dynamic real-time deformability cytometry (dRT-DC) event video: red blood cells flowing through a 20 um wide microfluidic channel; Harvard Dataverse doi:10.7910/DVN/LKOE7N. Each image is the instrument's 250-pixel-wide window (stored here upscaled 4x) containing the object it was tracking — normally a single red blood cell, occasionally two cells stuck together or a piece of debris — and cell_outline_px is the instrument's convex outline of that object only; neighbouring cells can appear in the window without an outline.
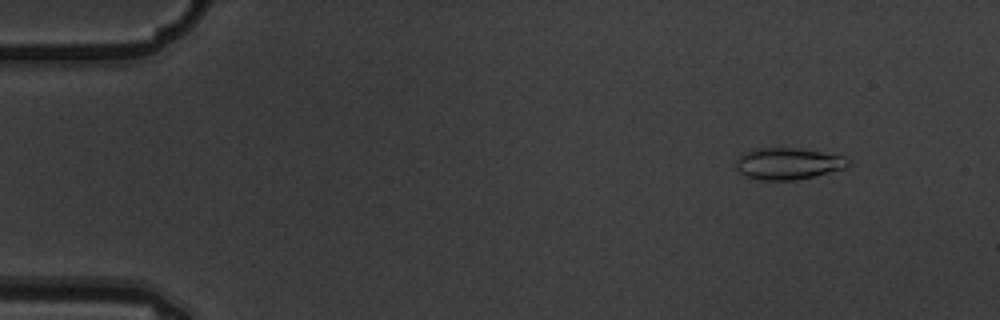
{"species": "common noctule bat (a hibernating species)", "species_latin": "Nyctalus noctula", "temperature_condition": "warm", "stored_images_in_passage": 5, "camera_frame_rate_fps": 3000, "um_per_image_px": 0.085, "animal": {"sex": "male", "body_mass_g": 19.5, "forearm_length_mm": 54.6}, "frame": {"image": 1, "passage_image": 2, "time_ms": 0.333, "image_size_px": [1000, 320], "cell_outline_px": [[852, 164], [844, 168], [796, 180], [760, 180], [744, 176], [736, 168], [736, 160], [744, 152], [752, 148], [800, 148], [844, 156]], "centroid_in_image_um": [66.95, 13.9], "position_along_channel_um": 18.0, "area_um2": 20.69}}